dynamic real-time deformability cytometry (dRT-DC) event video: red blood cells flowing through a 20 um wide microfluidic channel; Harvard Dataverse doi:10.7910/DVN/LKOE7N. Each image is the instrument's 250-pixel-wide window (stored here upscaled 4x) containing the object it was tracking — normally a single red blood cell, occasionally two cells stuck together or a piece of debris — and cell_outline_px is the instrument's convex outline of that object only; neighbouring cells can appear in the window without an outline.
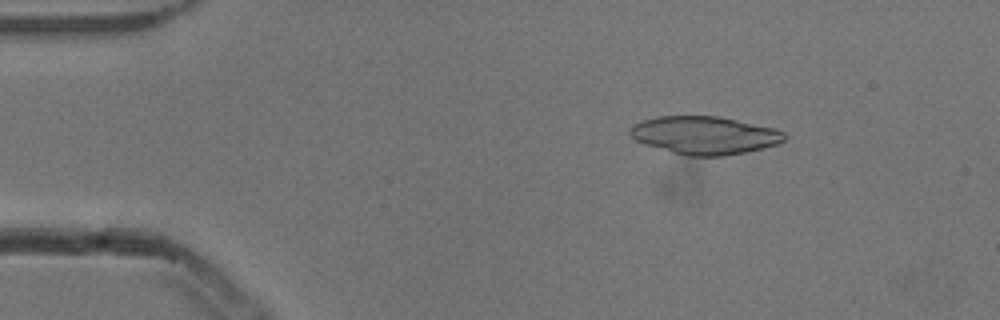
{"species": "common noctule bat (a hibernating species)", "species_latin": "Nyctalus noctula", "temperature_condition": "cold", "stored_images_in_passage": 52, "camera_frame_rate_fps": 3000, "um_per_image_px": 0.085, "animal": {"sex": "male", "body_mass_g": 13.3}, "frame": {"image": 1, "passage_image": 8, "time_ms": 2.333, "image_size_px": [1000, 320], "cell_outline_px": [[788, 136], [784, 140], [776, 144], [764, 148], [724, 156], [688, 156], [672, 152], [644, 144], [636, 140], [628, 132], [628, 128], [632, 124], [640, 120], [656, 116], [720, 116], [772, 128], [784, 132]], "centroid_in_image_um": [59.84, 11.49], "position_along_channel_um": 25.2, "area_um2": 34.22}}